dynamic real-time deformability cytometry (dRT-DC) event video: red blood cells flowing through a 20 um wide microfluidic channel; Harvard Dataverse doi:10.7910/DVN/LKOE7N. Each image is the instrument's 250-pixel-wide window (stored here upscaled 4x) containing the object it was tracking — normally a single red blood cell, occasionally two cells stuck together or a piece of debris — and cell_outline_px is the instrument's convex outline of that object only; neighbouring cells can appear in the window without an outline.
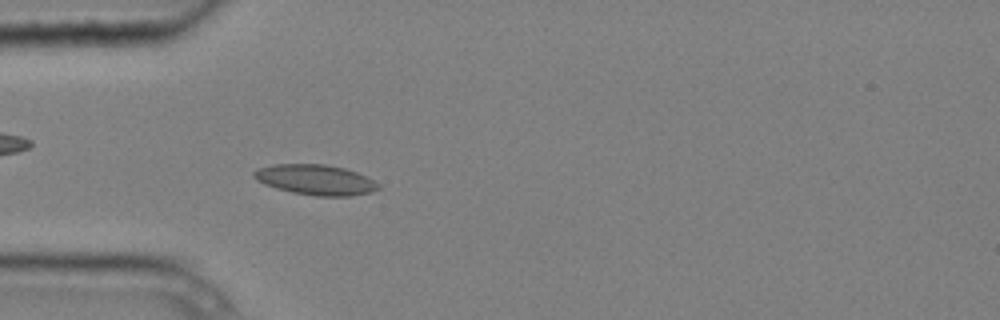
{"species": "common noctule bat (a hibernating species)", "species_latin": "Nyctalus noctula", "temperature_condition": "cold", "stored_images_in_passage": 4, "camera_frame_rate_fps": 3000, "um_per_image_px": 0.085, "animal": {"sex": "male", "body_mass_g": 20.4}, "frame": {"image": 1, "passage_image": 4, "time_ms": 1.0, "image_size_px": [1000, 320], "cell_outline_px": [[380, 188], [372, 192], [352, 196], [316, 196], [292, 192], [276, 188], [264, 184], [256, 180], [252, 176], [252, 172], [256, 168], [276, 164], [324, 164], [344, 168], [356, 172], [380, 184]], "centroid_in_image_um": [26.79, 15.28], "position_along_channel_um": 58.2, "area_um2": 22.02}}